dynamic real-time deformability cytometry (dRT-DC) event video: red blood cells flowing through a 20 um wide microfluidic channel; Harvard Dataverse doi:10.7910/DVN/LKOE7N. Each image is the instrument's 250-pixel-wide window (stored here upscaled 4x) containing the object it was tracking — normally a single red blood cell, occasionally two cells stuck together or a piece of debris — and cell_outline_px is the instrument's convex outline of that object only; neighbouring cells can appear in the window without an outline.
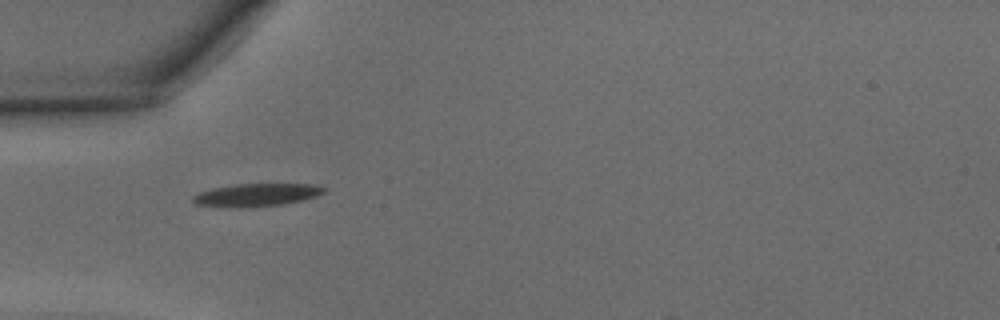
{"species": "common noctule bat (a hibernating species)", "species_latin": "Nyctalus noctula", "temperature_condition": "warm", "stored_images_in_passage": 33, "camera_frame_rate_fps": 3000, "um_per_image_px": 0.085, "animal": {"sex": "male", "body_mass_g": 15.6}, "frame": {"image": 1, "passage_image": 1, "time_ms": 0.0, "image_size_px": [1000, 320], "cell_outline_px": [[328, 188], [324, 192], [316, 196], [304, 200], [280, 204], [240, 208], [228, 208], [196, 204], [192, 200], [192, 196], [200, 192], [212, 188], [236, 184], [312, 184]], "centroid_in_image_um": [21.79, 16.57], "position_along_channel_um": 63.2, "area_um2": 17.46}}
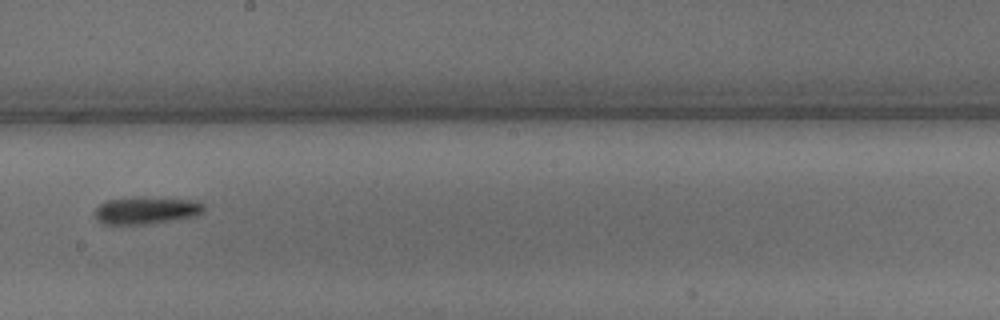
{"frame": {"image": 2, "passage_image": 13, "time_ms": 4.0, "image_size_px": [1000, 320], "cell_outline_px": [[204, 212], [196, 216], [144, 224], [104, 224], [96, 216], [96, 208], [100, 204], [108, 200], [136, 196], [140, 196], [196, 200], [204, 204]], "centroid_in_image_um": [12.48, 17.85], "position_along_channel_um": 235.7, "area_um2": 17.34}}
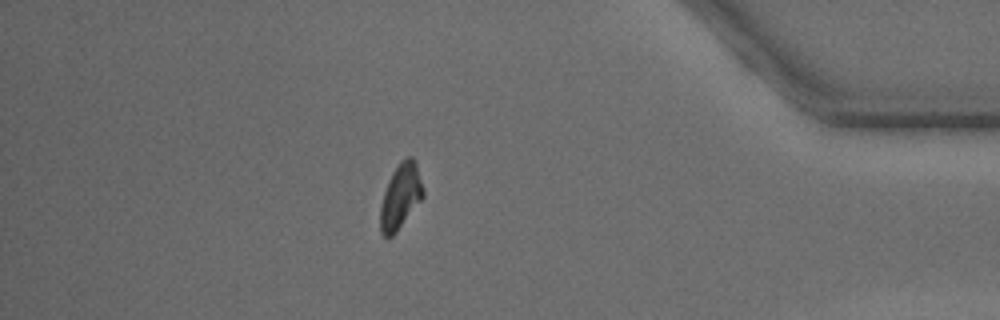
{"frame": {"image": 3, "passage_image": 27, "time_ms": 8.667, "image_size_px": [1000, 320], "cell_outline_px": [[424, 196], [396, 232], [388, 240], [380, 232], [380, 204], [388, 180], [392, 172], [400, 160], [408, 156], [412, 156], [416, 160], [424, 188]], "centroid_in_image_um": [34.05, 16.66], "position_along_channel_um": 401.2, "area_um2": 16.53}, "authors_computed_cell_mechanics": {"area_um2": 16.762, "velocity_mm_per_s": 4.3551, "shape_relaxation_time_tau1_ms": 3.0334, "shape_relaxation_time_tau2_ms": 6.279, "deformation_change_tau1": 0.1154, "deformation_change_tau2": 0.1847}}